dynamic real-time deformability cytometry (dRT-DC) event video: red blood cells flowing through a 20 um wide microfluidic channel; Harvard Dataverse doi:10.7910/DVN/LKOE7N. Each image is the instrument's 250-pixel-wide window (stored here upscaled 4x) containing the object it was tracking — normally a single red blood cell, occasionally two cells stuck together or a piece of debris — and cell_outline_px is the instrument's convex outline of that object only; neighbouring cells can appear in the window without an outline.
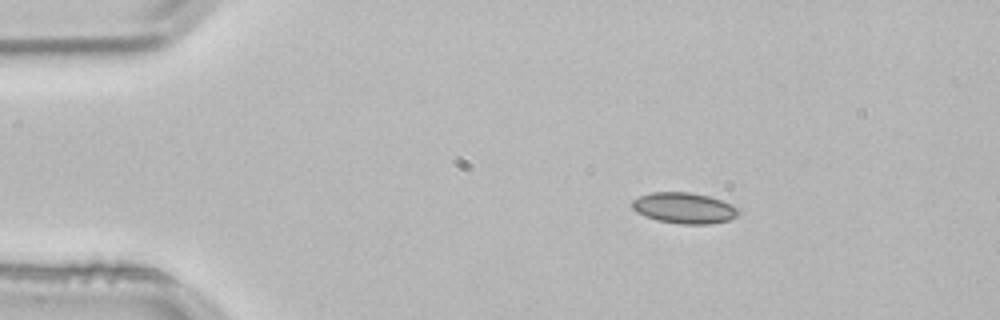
{"species": "common noctule bat (a hibernating species)", "species_latin": "Nyctalus noctula", "temperature_condition": "room temperature", "stored_images_in_passage": 2, "camera_frame_rate_fps": 3000, "um_per_image_px": 0.085, "animal": {"sex": "male", "body_mass_g": 21.5, "forearm_length_mm": 52.0}, "frame": {"image": 1, "passage_image": 1, "time_ms": 0.0, "image_size_px": [1000, 320], "cell_outline_px": [[740, 212], [736, 216], [728, 220], [708, 224], [680, 224], [656, 220], [644, 216], [636, 212], [632, 208], [632, 200], [640, 196], [652, 192], [692, 192], [708, 196], [732, 204], [740, 208]], "centroid_in_image_um": [58.15, 17.68], "position_along_channel_um": 26.9, "area_um2": 19.25}}